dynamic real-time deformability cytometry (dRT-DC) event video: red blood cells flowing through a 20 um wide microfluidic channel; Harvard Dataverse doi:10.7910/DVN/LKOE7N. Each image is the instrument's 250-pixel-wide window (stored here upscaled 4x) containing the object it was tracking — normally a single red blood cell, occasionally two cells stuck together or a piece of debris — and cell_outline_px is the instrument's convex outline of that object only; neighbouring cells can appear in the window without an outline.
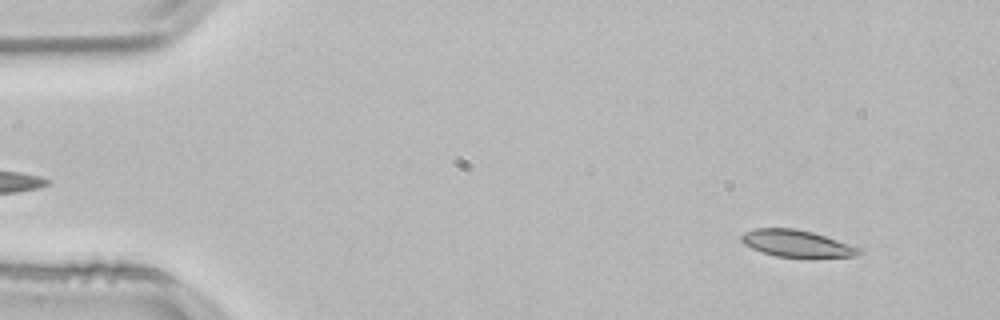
{"species": "common noctule bat (a hibernating species)", "species_latin": "Nyctalus noctula", "temperature_condition": "room temperature", "stored_images_in_passage": 52, "camera_frame_rate_fps": 3000, "um_per_image_px": 0.085, "animal": {"sex": "male", "body_mass_g": 21.5, "forearm_length_mm": 52.0}, "frame": {"image": 1, "passage_image": 4, "time_ms": 1.0, "image_size_px": [1000, 320], "cell_outline_px": [[864, 252], [856, 256], [776, 256], [752, 248], [744, 244], [740, 240], [740, 236], [744, 232], [756, 228], [796, 228], [812, 232], [864, 248]], "centroid_in_image_um": [67.74, 20.67], "position_along_channel_um": 17.3, "area_um2": 18.21}}
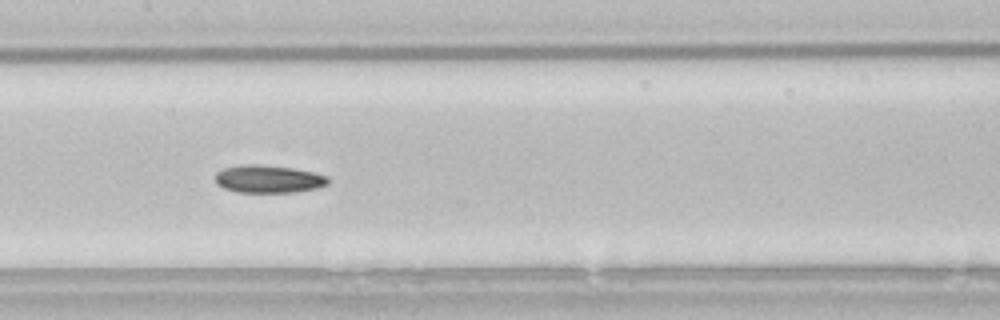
{"frame": {"image": 2, "passage_image": 25, "time_ms": 8.0, "image_size_px": [1000, 320], "cell_outline_px": [[328, 184], [316, 188], [296, 192], [236, 192], [224, 188], [216, 184], [216, 172], [224, 168], [244, 164], [260, 164], [292, 168], [312, 172], [328, 176]], "centroid_in_image_um": [22.8, 15.21], "position_along_channel_um": 184.6, "area_um2": 18.21}}
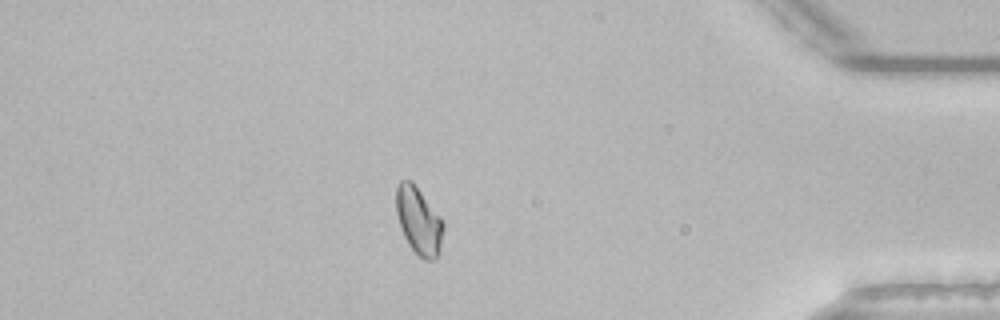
{"frame": {"image": 3, "passage_image": 45, "time_ms": 14.667, "image_size_px": [1000, 320], "cell_outline_px": [[444, 228], [440, 244], [436, 256], [432, 260], [424, 260], [416, 256], [408, 244], [400, 228], [396, 212], [396, 184], [400, 180], [412, 180], [440, 216], [444, 224]], "centroid_in_image_um": [35.56, 18.75], "position_along_channel_um": 399.6, "area_um2": 18.61}}